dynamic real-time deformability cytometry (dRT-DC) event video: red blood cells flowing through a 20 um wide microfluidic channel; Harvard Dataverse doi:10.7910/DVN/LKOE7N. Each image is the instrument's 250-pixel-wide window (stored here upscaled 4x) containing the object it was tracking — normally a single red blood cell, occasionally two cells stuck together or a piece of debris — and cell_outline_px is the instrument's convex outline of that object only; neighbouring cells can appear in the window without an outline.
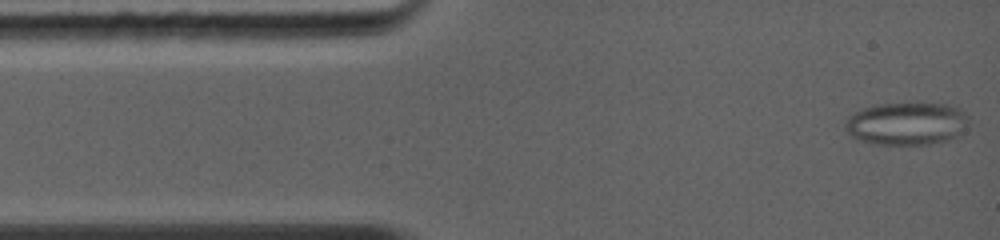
{"species": "common noctule bat (a hibernating species)", "species_latin": "Nyctalus noctula", "temperature_condition": "warm", "stored_images_in_passage": 22, "camera_frame_rate_fps": 5000, "um_per_image_px": 0.085, "animal": {"sex": "female", "body_mass_g": 19.0, "forearm_length_mm": 56.7}, "frame": {"image": 1, "passage_image": 1, "time_ms": 0.0, "image_size_px": [1000, 240], "cell_outline_px": [[968, 120], [956, 136], [948, 140], [932, 144], [876, 144], [860, 140], [852, 136], [844, 128], [844, 124], [848, 116], [864, 108], [876, 104], [916, 100], [948, 104], [960, 108], [968, 116]], "centroid_in_image_um": [77.06, 10.45], "position_along_channel_um": 7.9, "area_um2": 31.44}}
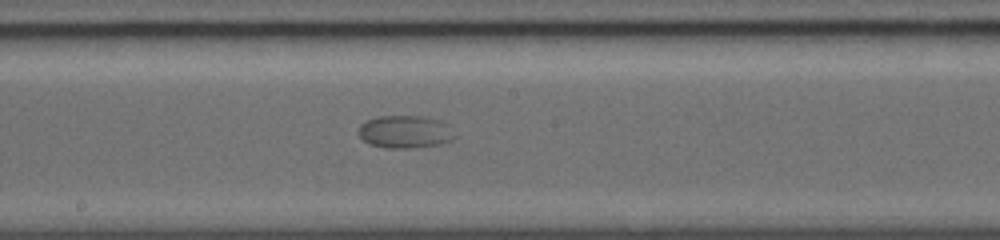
{"frame": {"image": 2, "passage_image": 11, "time_ms": 6.6, "image_size_px": [1000, 240], "cell_outline_px": [[456, 136], [452, 140], [440, 144], [408, 148], [388, 148], [368, 144], [356, 132], [360, 124], [376, 116], [420, 116], [440, 120], [448, 124]], "centroid_in_image_um": [34.41, 11.2], "position_along_channel_um": 213.8, "area_um2": 18.44}}
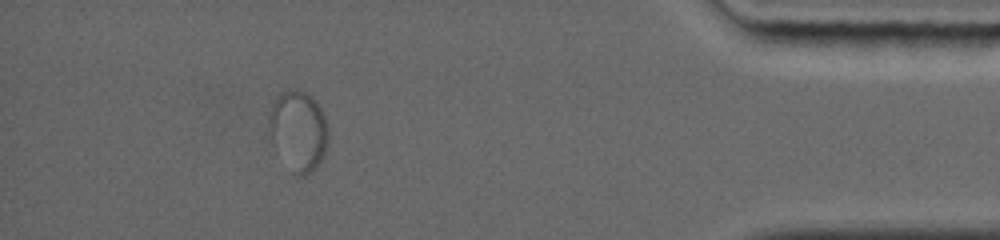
{"frame": {"image": 3, "passage_image": 20, "time_ms": 12.6, "image_size_px": [1000, 240], "cell_outline_px": [[328, 140], [324, 156], [316, 168], [312, 172], [304, 176], [300, 176], [292, 172], [268, 132], [268, 112], [272, 100], [280, 92], [296, 88], [312, 96], [316, 100], [328, 124]], "centroid_in_image_um": [25.36, 11.06], "position_along_channel_um": 409.8, "area_um2": 27.92}}